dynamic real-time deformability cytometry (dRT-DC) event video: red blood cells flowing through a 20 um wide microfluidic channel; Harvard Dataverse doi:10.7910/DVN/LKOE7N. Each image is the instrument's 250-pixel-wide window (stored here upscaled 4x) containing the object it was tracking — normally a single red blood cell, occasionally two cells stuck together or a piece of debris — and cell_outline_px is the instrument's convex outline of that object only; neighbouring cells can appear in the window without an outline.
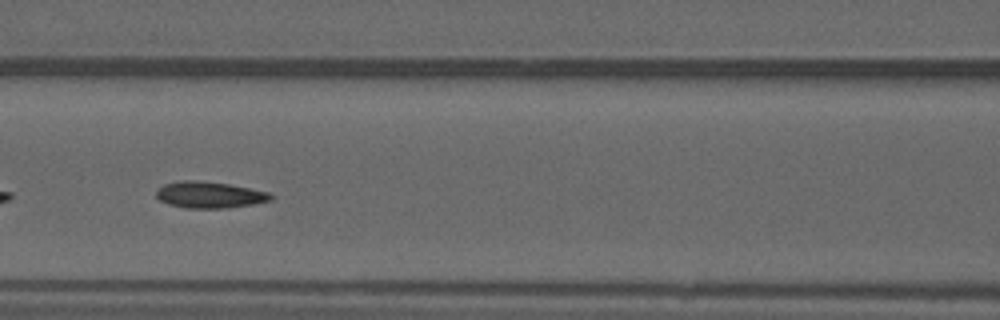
{"species": "common noctule bat (a hibernating species)", "species_latin": "Nyctalus noctula", "temperature_condition": "warm", "stored_images_in_passage": 32, "camera_frame_rate_fps": 3000, "um_per_image_px": 0.085, "animal": {"sex": "male", "forearm_length_mm": 52.5}, "frame": {"image": 1, "passage_image": 14, "time_ms": 4.333, "image_size_px": [1000, 320], "cell_outline_px": [[276, 196], [272, 200], [252, 204], [224, 208], [184, 208], [168, 204], [160, 200], [156, 196], [156, 192], [164, 184], [184, 180], [196, 180], [228, 184], [268, 192]], "centroid_in_image_um": [17.82, 16.57], "position_along_channel_um": 148.8, "area_um2": 17.51}, "authors_computed_cell_mechanics": {"area_um2": 17.4556, "velocity_mm_per_s": 4.1344, "shape_relaxation_time_tau1_ms": 4.7239, "shape_relaxation_time_tau2_ms": 3.1213, "deformation_change_tau1": 0.1377, "deformation_change_tau2": 0.1031}}